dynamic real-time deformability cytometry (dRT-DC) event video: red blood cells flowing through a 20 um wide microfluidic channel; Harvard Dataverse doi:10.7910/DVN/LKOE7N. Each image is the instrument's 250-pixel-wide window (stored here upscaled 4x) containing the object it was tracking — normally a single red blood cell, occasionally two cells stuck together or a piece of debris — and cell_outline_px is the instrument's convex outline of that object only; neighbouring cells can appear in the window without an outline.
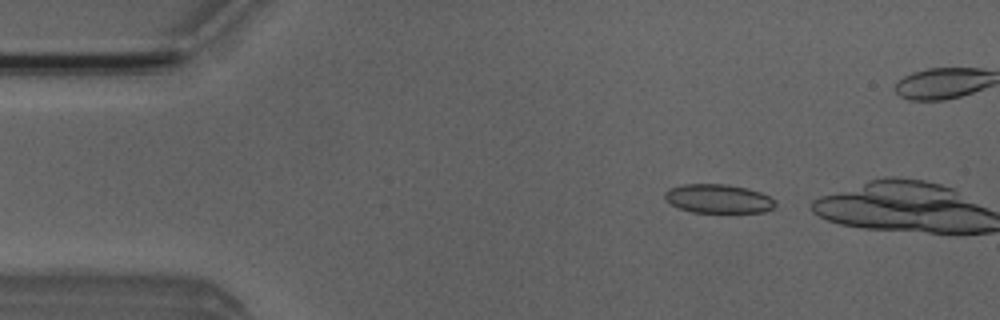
{"species": "Egyptian fruit bat (a non-hibernating species)", "species_latin": "Rousettus aegyptiacus", "temperature_condition": "room temperature", "stored_images_in_passage": 5, "camera_frame_rate_fps": 3000, "um_per_image_px": 0.085, "animal": {"sex": "male"}, "frame": {"image": 1, "passage_image": 5, "time_ms": 5.667, "image_size_px": [1000, 320], "cell_outline_px": [[776, 204], [772, 208], [764, 212], [692, 212], [680, 208], [664, 200], [664, 192], [672, 188], [684, 184], [728, 184], [748, 188], [760, 192], [776, 200]], "centroid_in_image_um": [61.07, 16.88], "position_along_channel_um": 23.9, "area_um2": 18.55}}